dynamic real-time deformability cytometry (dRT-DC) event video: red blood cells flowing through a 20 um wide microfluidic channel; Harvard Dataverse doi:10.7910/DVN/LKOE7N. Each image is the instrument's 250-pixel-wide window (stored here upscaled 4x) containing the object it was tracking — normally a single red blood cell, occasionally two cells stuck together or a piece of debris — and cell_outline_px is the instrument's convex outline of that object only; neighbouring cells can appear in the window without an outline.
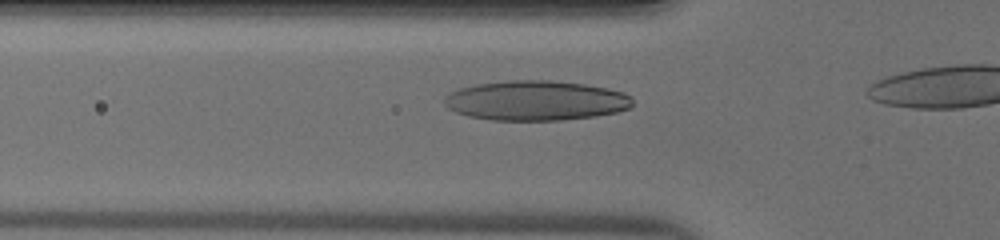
{"species": "human", "species_latin": "Homo sapiens", "temperature_condition": "warm", "stored_images_in_passage": 9, "camera_frame_rate_fps": 3000, "um_per_image_px": 0.085, "donor": {"sex": "male"}, "frame": {"image": 1, "passage_image": 4, "time_ms": 1.0, "image_size_px": [1000, 240], "cell_outline_px": [[632, 104], [628, 108], [616, 112], [596, 116], [560, 120], [492, 120], [468, 116], [456, 112], [448, 108], [444, 104], [444, 96], [460, 88], [476, 84], [508, 80], [548, 80], [584, 84], [608, 88], [632, 96]], "centroid_in_image_um": [45.53, 8.55], "position_along_channel_um": 80.3, "area_um2": 43.64}}
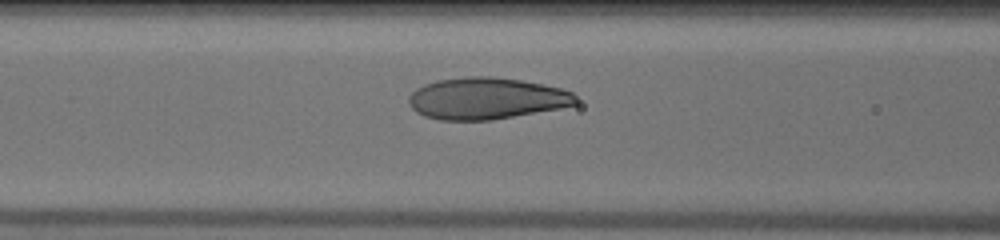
{"frame": {"image": 2, "passage_image": 7, "time_ms": 2.0, "image_size_px": [1000, 240], "cell_outline_px": [[580, 100], [576, 104], [560, 108], [492, 120], [440, 120], [424, 116], [416, 112], [408, 104], [408, 96], [416, 88], [424, 84], [436, 80], [468, 76], [492, 76], [520, 80], [544, 84], [560, 88], [572, 92]], "centroid_in_image_um": [41.33, 8.36], "position_along_channel_um": 125.3, "area_um2": 40.86}}